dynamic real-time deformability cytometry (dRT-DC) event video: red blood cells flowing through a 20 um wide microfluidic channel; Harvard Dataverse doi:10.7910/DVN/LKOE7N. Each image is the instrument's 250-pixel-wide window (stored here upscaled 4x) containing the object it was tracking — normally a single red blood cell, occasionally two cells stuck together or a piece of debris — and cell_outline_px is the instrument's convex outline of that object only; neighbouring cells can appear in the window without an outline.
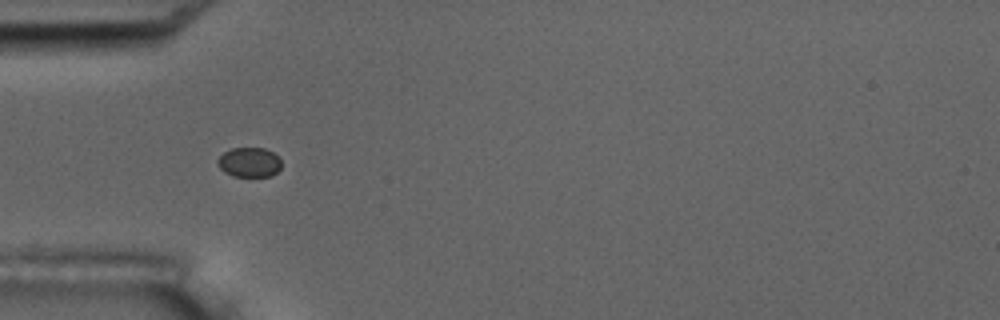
{"species": "common noctule bat (a hibernating species)", "species_latin": "Nyctalus noctula", "temperature_condition": "room temperature", "stored_images_in_passage": 6, "camera_frame_rate_fps": 3000, "um_per_image_px": 0.085, "animal": {"sex": "male", "body_mass_g": 17.5, "forearm_length_mm": 52.3}, "frame": {"image": 1, "passage_image": 1, "time_ms": 0.0, "image_size_px": [1000, 320], "cell_outline_px": [[280, 168], [272, 176], [232, 176], [224, 172], [216, 164], [216, 160], [224, 152], [232, 148], [264, 148], [272, 152], [280, 160]], "centroid_in_image_um": [21.15, 13.8], "position_along_channel_um": 63.9, "area_um2": 10.98}}
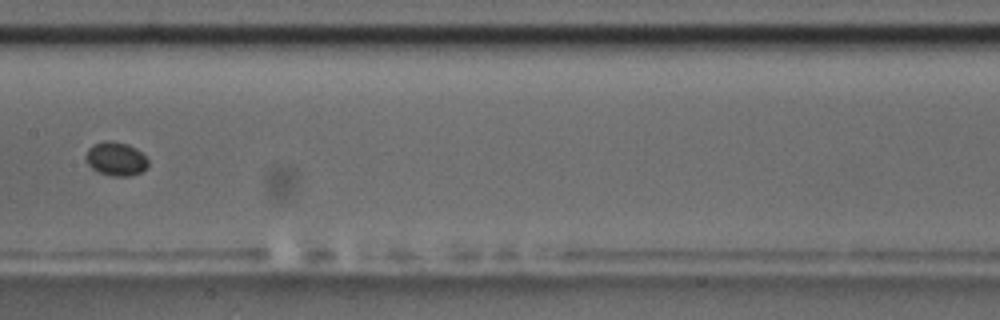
{"frame": {"image": 2, "passage_image": 4, "time_ms": 3.667, "image_size_px": [1000, 320], "cell_outline_px": [[148, 164], [140, 172], [128, 176], [112, 176], [100, 172], [92, 168], [84, 160], [84, 156], [88, 148], [92, 144], [104, 140], [112, 140], [128, 144], [136, 148], [148, 160]], "centroid_in_image_um": [9.8, 13.47], "position_along_channel_um": 197.6, "area_um2": 12.31}}